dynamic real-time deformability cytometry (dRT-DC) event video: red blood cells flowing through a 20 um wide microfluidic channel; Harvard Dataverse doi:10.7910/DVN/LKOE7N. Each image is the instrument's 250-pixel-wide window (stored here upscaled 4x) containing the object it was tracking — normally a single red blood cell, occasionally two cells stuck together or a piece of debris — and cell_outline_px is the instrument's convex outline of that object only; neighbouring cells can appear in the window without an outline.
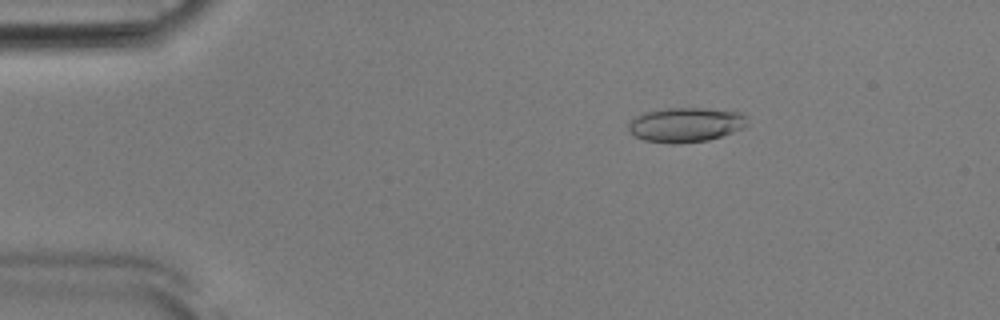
{"species": "Egyptian fruit bat (a non-hibernating species)", "species_latin": "Rousettus aegyptiacus", "temperature_condition": "room temperature", "stored_images_in_passage": 53, "camera_frame_rate_fps": 3000, "um_per_image_px": 0.085, "animal": {"sex": "male"}, "frame": {"image": 1, "passage_image": 9, "time_ms": 2.667, "image_size_px": [1000, 320], "cell_outline_px": [[748, 124], [744, 128], [708, 140], [672, 144], [644, 140], [632, 136], [628, 132], [628, 124], [636, 116], [644, 112], [668, 108], [704, 108], [740, 112], [748, 120]], "centroid_in_image_um": [58.25, 10.6], "position_along_channel_um": 26.7, "area_um2": 23.99}}
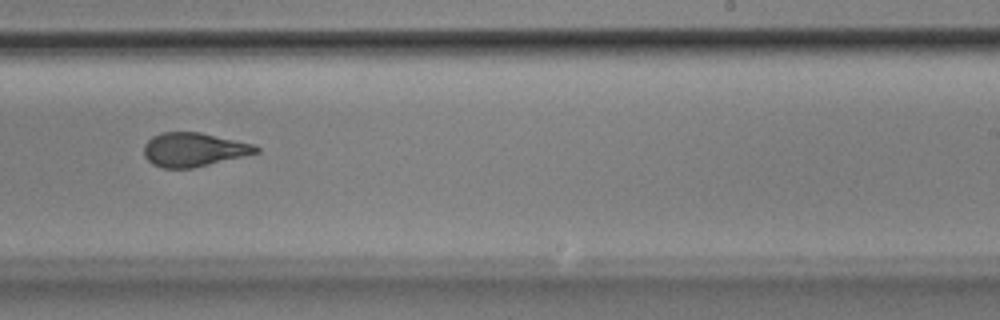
{"frame": {"image": 2, "passage_image": 33, "time_ms": 10.667, "image_size_px": [1000, 320], "cell_outline_px": [[260, 152], [244, 156], [192, 168], [164, 168], [152, 164], [144, 156], [144, 144], [152, 136], [160, 132], [200, 132], [256, 144], [260, 148]], "centroid_in_image_um": [16.48, 12.7], "position_along_channel_um": 272.5, "area_um2": 22.25}}
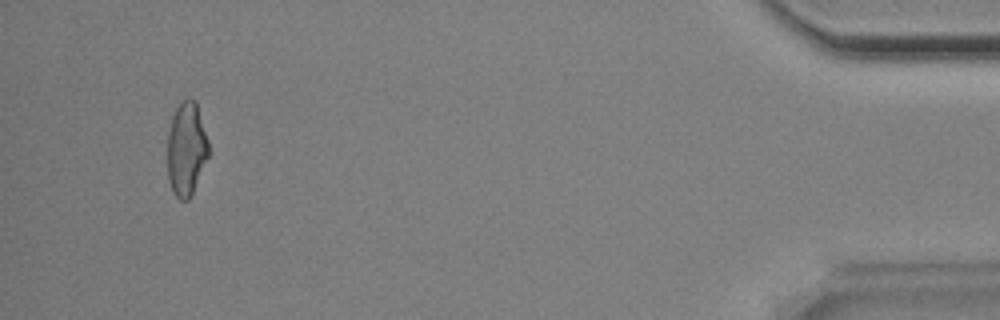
{"frame": {"image": 3, "passage_image": 50, "time_ms": 16.333, "image_size_px": [1000, 320], "cell_outline_px": [[208, 156], [192, 192], [188, 200], [180, 200], [172, 192], [168, 180], [168, 132], [172, 116], [176, 108], [188, 96], [196, 100], [208, 140]], "centroid_in_image_um": [15.83, 12.63], "position_along_channel_um": 419.4, "area_um2": 22.31}, "authors_computed_cell_mechanics": {"area_um2": 22.831, "velocity_mm_per_s": 3.8947, "shape_relaxation_time_tau1_ms": 6.0187, "shape_relaxation_time_tau2_ms": 1.4506, "deformation_change_tau1": 0.2139, "deformation_change_tau2": 0.0694}}